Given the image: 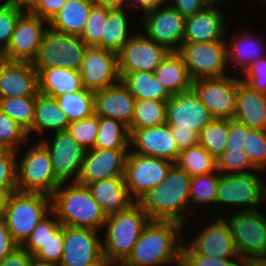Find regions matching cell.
I'll use <instances>...</instances> for the list:
<instances>
[{"label": "cell", "mask_w": 266, "mask_h": 266, "mask_svg": "<svg viewBox=\"0 0 266 266\" xmlns=\"http://www.w3.org/2000/svg\"><path fill=\"white\" fill-rule=\"evenodd\" d=\"M182 227L175 221L150 220L123 264L168 266L180 261L185 240Z\"/></svg>", "instance_id": "cell-1"}, {"label": "cell", "mask_w": 266, "mask_h": 266, "mask_svg": "<svg viewBox=\"0 0 266 266\" xmlns=\"http://www.w3.org/2000/svg\"><path fill=\"white\" fill-rule=\"evenodd\" d=\"M54 98L70 123L92 117L95 114L94 91L92 90L84 88L81 91Z\"/></svg>", "instance_id": "cell-36"}, {"label": "cell", "mask_w": 266, "mask_h": 266, "mask_svg": "<svg viewBox=\"0 0 266 266\" xmlns=\"http://www.w3.org/2000/svg\"><path fill=\"white\" fill-rule=\"evenodd\" d=\"M106 216L123 212L135 202L130 198L124 176H114L87 185Z\"/></svg>", "instance_id": "cell-26"}, {"label": "cell", "mask_w": 266, "mask_h": 266, "mask_svg": "<svg viewBox=\"0 0 266 266\" xmlns=\"http://www.w3.org/2000/svg\"><path fill=\"white\" fill-rule=\"evenodd\" d=\"M233 119L250 129L266 131V94L254 92L239 77Z\"/></svg>", "instance_id": "cell-27"}, {"label": "cell", "mask_w": 266, "mask_h": 266, "mask_svg": "<svg viewBox=\"0 0 266 266\" xmlns=\"http://www.w3.org/2000/svg\"><path fill=\"white\" fill-rule=\"evenodd\" d=\"M82 85L85 89L97 91L121 80L118 70V53L88 46L80 68Z\"/></svg>", "instance_id": "cell-16"}, {"label": "cell", "mask_w": 266, "mask_h": 266, "mask_svg": "<svg viewBox=\"0 0 266 266\" xmlns=\"http://www.w3.org/2000/svg\"><path fill=\"white\" fill-rule=\"evenodd\" d=\"M230 215L225 219L241 260L245 262L254 255L266 254V217L263 211L245 210Z\"/></svg>", "instance_id": "cell-11"}, {"label": "cell", "mask_w": 266, "mask_h": 266, "mask_svg": "<svg viewBox=\"0 0 266 266\" xmlns=\"http://www.w3.org/2000/svg\"><path fill=\"white\" fill-rule=\"evenodd\" d=\"M216 5H208L202 11L186 18L183 43L227 41L225 18Z\"/></svg>", "instance_id": "cell-25"}, {"label": "cell", "mask_w": 266, "mask_h": 266, "mask_svg": "<svg viewBox=\"0 0 266 266\" xmlns=\"http://www.w3.org/2000/svg\"><path fill=\"white\" fill-rule=\"evenodd\" d=\"M94 4L93 0H66L48 26L60 33L81 36Z\"/></svg>", "instance_id": "cell-29"}, {"label": "cell", "mask_w": 266, "mask_h": 266, "mask_svg": "<svg viewBox=\"0 0 266 266\" xmlns=\"http://www.w3.org/2000/svg\"><path fill=\"white\" fill-rule=\"evenodd\" d=\"M130 132L121 121L99 117L96 149H130Z\"/></svg>", "instance_id": "cell-37"}, {"label": "cell", "mask_w": 266, "mask_h": 266, "mask_svg": "<svg viewBox=\"0 0 266 266\" xmlns=\"http://www.w3.org/2000/svg\"><path fill=\"white\" fill-rule=\"evenodd\" d=\"M96 230L64 226V245L59 266H88L102 255V240Z\"/></svg>", "instance_id": "cell-19"}, {"label": "cell", "mask_w": 266, "mask_h": 266, "mask_svg": "<svg viewBox=\"0 0 266 266\" xmlns=\"http://www.w3.org/2000/svg\"><path fill=\"white\" fill-rule=\"evenodd\" d=\"M50 215L54 217L52 218ZM60 226V221L51 211L37 224L21 247L31 256H34L49 241Z\"/></svg>", "instance_id": "cell-42"}, {"label": "cell", "mask_w": 266, "mask_h": 266, "mask_svg": "<svg viewBox=\"0 0 266 266\" xmlns=\"http://www.w3.org/2000/svg\"><path fill=\"white\" fill-rule=\"evenodd\" d=\"M36 97L0 98V110L11 117L27 132L32 128L35 119Z\"/></svg>", "instance_id": "cell-39"}, {"label": "cell", "mask_w": 266, "mask_h": 266, "mask_svg": "<svg viewBox=\"0 0 266 266\" xmlns=\"http://www.w3.org/2000/svg\"><path fill=\"white\" fill-rule=\"evenodd\" d=\"M259 2H261V3H262V2H263V3H265V2H266V0H259Z\"/></svg>", "instance_id": "cell-69"}, {"label": "cell", "mask_w": 266, "mask_h": 266, "mask_svg": "<svg viewBox=\"0 0 266 266\" xmlns=\"http://www.w3.org/2000/svg\"><path fill=\"white\" fill-rule=\"evenodd\" d=\"M171 132L180 151L196 146L199 143V133L193 129H171Z\"/></svg>", "instance_id": "cell-56"}, {"label": "cell", "mask_w": 266, "mask_h": 266, "mask_svg": "<svg viewBox=\"0 0 266 266\" xmlns=\"http://www.w3.org/2000/svg\"><path fill=\"white\" fill-rule=\"evenodd\" d=\"M99 128V116L71 122L67 131L87 151L94 149Z\"/></svg>", "instance_id": "cell-46"}, {"label": "cell", "mask_w": 266, "mask_h": 266, "mask_svg": "<svg viewBox=\"0 0 266 266\" xmlns=\"http://www.w3.org/2000/svg\"><path fill=\"white\" fill-rule=\"evenodd\" d=\"M48 27L46 20L26 10L18 18L10 42L0 58L11 62L32 63Z\"/></svg>", "instance_id": "cell-14"}, {"label": "cell", "mask_w": 266, "mask_h": 266, "mask_svg": "<svg viewBox=\"0 0 266 266\" xmlns=\"http://www.w3.org/2000/svg\"><path fill=\"white\" fill-rule=\"evenodd\" d=\"M95 4L104 6L109 9H126V6H130L128 2L130 0H93Z\"/></svg>", "instance_id": "cell-60"}, {"label": "cell", "mask_w": 266, "mask_h": 266, "mask_svg": "<svg viewBox=\"0 0 266 266\" xmlns=\"http://www.w3.org/2000/svg\"><path fill=\"white\" fill-rule=\"evenodd\" d=\"M187 243L199 254L220 259H241L231 235L229 224L222 216L204 225Z\"/></svg>", "instance_id": "cell-21"}, {"label": "cell", "mask_w": 266, "mask_h": 266, "mask_svg": "<svg viewBox=\"0 0 266 266\" xmlns=\"http://www.w3.org/2000/svg\"><path fill=\"white\" fill-rule=\"evenodd\" d=\"M53 134L51 143L47 139H40L39 141L50 154L55 176L60 183H68L69 180L70 182H77L86 150L68 131Z\"/></svg>", "instance_id": "cell-15"}, {"label": "cell", "mask_w": 266, "mask_h": 266, "mask_svg": "<svg viewBox=\"0 0 266 266\" xmlns=\"http://www.w3.org/2000/svg\"><path fill=\"white\" fill-rule=\"evenodd\" d=\"M208 5H216L217 6V3H221L225 0H204Z\"/></svg>", "instance_id": "cell-66"}, {"label": "cell", "mask_w": 266, "mask_h": 266, "mask_svg": "<svg viewBox=\"0 0 266 266\" xmlns=\"http://www.w3.org/2000/svg\"><path fill=\"white\" fill-rule=\"evenodd\" d=\"M108 9L97 4L92 6L86 27L80 36L87 46H96L101 41Z\"/></svg>", "instance_id": "cell-47"}, {"label": "cell", "mask_w": 266, "mask_h": 266, "mask_svg": "<svg viewBox=\"0 0 266 266\" xmlns=\"http://www.w3.org/2000/svg\"><path fill=\"white\" fill-rule=\"evenodd\" d=\"M169 51L143 33H132V38L118 52L119 72L154 70Z\"/></svg>", "instance_id": "cell-17"}, {"label": "cell", "mask_w": 266, "mask_h": 266, "mask_svg": "<svg viewBox=\"0 0 266 266\" xmlns=\"http://www.w3.org/2000/svg\"><path fill=\"white\" fill-rule=\"evenodd\" d=\"M119 74L121 81L127 86L135 99L167 102L172 97L153 72H119Z\"/></svg>", "instance_id": "cell-33"}, {"label": "cell", "mask_w": 266, "mask_h": 266, "mask_svg": "<svg viewBox=\"0 0 266 266\" xmlns=\"http://www.w3.org/2000/svg\"><path fill=\"white\" fill-rule=\"evenodd\" d=\"M216 170L221 174L251 173L258 170L243 150H225L216 158Z\"/></svg>", "instance_id": "cell-43"}, {"label": "cell", "mask_w": 266, "mask_h": 266, "mask_svg": "<svg viewBox=\"0 0 266 266\" xmlns=\"http://www.w3.org/2000/svg\"><path fill=\"white\" fill-rule=\"evenodd\" d=\"M38 94V72L31 63L0 58V98L37 97Z\"/></svg>", "instance_id": "cell-24"}, {"label": "cell", "mask_w": 266, "mask_h": 266, "mask_svg": "<svg viewBox=\"0 0 266 266\" xmlns=\"http://www.w3.org/2000/svg\"><path fill=\"white\" fill-rule=\"evenodd\" d=\"M50 212L51 196L17 191L8 195L1 220L6 224L13 240L21 246Z\"/></svg>", "instance_id": "cell-5"}, {"label": "cell", "mask_w": 266, "mask_h": 266, "mask_svg": "<svg viewBox=\"0 0 266 266\" xmlns=\"http://www.w3.org/2000/svg\"><path fill=\"white\" fill-rule=\"evenodd\" d=\"M19 152L16 151L18 191L44 193L51 196L61 183L55 176L51 157L46 147L38 140L35 144L30 145L21 159H18Z\"/></svg>", "instance_id": "cell-6"}, {"label": "cell", "mask_w": 266, "mask_h": 266, "mask_svg": "<svg viewBox=\"0 0 266 266\" xmlns=\"http://www.w3.org/2000/svg\"><path fill=\"white\" fill-rule=\"evenodd\" d=\"M168 4L185 18L202 11L208 4L204 0H169ZM173 3V4H172Z\"/></svg>", "instance_id": "cell-55"}, {"label": "cell", "mask_w": 266, "mask_h": 266, "mask_svg": "<svg viewBox=\"0 0 266 266\" xmlns=\"http://www.w3.org/2000/svg\"><path fill=\"white\" fill-rule=\"evenodd\" d=\"M130 149H90L86 151L77 183L88 185L95 181L124 176Z\"/></svg>", "instance_id": "cell-20"}, {"label": "cell", "mask_w": 266, "mask_h": 266, "mask_svg": "<svg viewBox=\"0 0 266 266\" xmlns=\"http://www.w3.org/2000/svg\"><path fill=\"white\" fill-rule=\"evenodd\" d=\"M130 146L132 153L163 158L173 163L176 162L180 152L167 123L134 130L130 135ZM133 146L135 150H132Z\"/></svg>", "instance_id": "cell-22"}, {"label": "cell", "mask_w": 266, "mask_h": 266, "mask_svg": "<svg viewBox=\"0 0 266 266\" xmlns=\"http://www.w3.org/2000/svg\"><path fill=\"white\" fill-rule=\"evenodd\" d=\"M142 14L140 22L145 35L169 52H178L183 44L186 18L170 4Z\"/></svg>", "instance_id": "cell-12"}, {"label": "cell", "mask_w": 266, "mask_h": 266, "mask_svg": "<svg viewBox=\"0 0 266 266\" xmlns=\"http://www.w3.org/2000/svg\"><path fill=\"white\" fill-rule=\"evenodd\" d=\"M26 11L21 4L0 3V54L7 48L18 18Z\"/></svg>", "instance_id": "cell-45"}, {"label": "cell", "mask_w": 266, "mask_h": 266, "mask_svg": "<svg viewBox=\"0 0 266 266\" xmlns=\"http://www.w3.org/2000/svg\"><path fill=\"white\" fill-rule=\"evenodd\" d=\"M114 263L111 262L106 256L102 255L97 261L89 264L88 266H113Z\"/></svg>", "instance_id": "cell-62"}, {"label": "cell", "mask_w": 266, "mask_h": 266, "mask_svg": "<svg viewBox=\"0 0 266 266\" xmlns=\"http://www.w3.org/2000/svg\"><path fill=\"white\" fill-rule=\"evenodd\" d=\"M212 120L209 110L193 90L172 95L166 103V123L170 129H193L200 133Z\"/></svg>", "instance_id": "cell-18"}, {"label": "cell", "mask_w": 266, "mask_h": 266, "mask_svg": "<svg viewBox=\"0 0 266 266\" xmlns=\"http://www.w3.org/2000/svg\"><path fill=\"white\" fill-rule=\"evenodd\" d=\"M172 161L138 155L129 151L125 167V183L130 198L139 203L154 187L164 181Z\"/></svg>", "instance_id": "cell-10"}, {"label": "cell", "mask_w": 266, "mask_h": 266, "mask_svg": "<svg viewBox=\"0 0 266 266\" xmlns=\"http://www.w3.org/2000/svg\"><path fill=\"white\" fill-rule=\"evenodd\" d=\"M173 266H186V265L182 260H180V261L176 262L175 264H173Z\"/></svg>", "instance_id": "cell-67"}, {"label": "cell", "mask_w": 266, "mask_h": 266, "mask_svg": "<svg viewBox=\"0 0 266 266\" xmlns=\"http://www.w3.org/2000/svg\"><path fill=\"white\" fill-rule=\"evenodd\" d=\"M51 211L62 226L74 228L98 231L107 220L88 187L77 182L61 183L57 187L51 195Z\"/></svg>", "instance_id": "cell-3"}, {"label": "cell", "mask_w": 266, "mask_h": 266, "mask_svg": "<svg viewBox=\"0 0 266 266\" xmlns=\"http://www.w3.org/2000/svg\"><path fill=\"white\" fill-rule=\"evenodd\" d=\"M257 172L221 174L216 204L234 206L237 210H255L261 200H266V180ZM239 206V207H238Z\"/></svg>", "instance_id": "cell-8"}, {"label": "cell", "mask_w": 266, "mask_h": 266, "mask_svg": "<svg viewBox=\"0 0 266 266\" xmlns=\"http://www.w3.org/2000/svg\"><path fill=\"white\" fill-rule=\"evenodd\" d=\"M178 53L182 56L191 79L222 78L228 76L227 42L183 43Z\"/></svg>", "instance_id": "cell-9"}, {"label": "cell", "mask_w": 266, "mask_h": 266, "mask_svg": "<svg viewBox=\"0 0 266 266\" xmlns=\"http://www.w3.org/2000/svg\"><path fill=\"white\" fill-rule=\"evenodd\" d=\"M251 129L234 120H229V133L225 150H243L246 146V135Z\"/></svg>", "instance_id": "cell-54"}, {"label": "cell", "mask_w": 266, "mask_h": 266, "mask_svg": "<svg viewBox=\"0 0 266 266\" xmlns=\"http://www.w3.org/2000/svg\"><path fill=\"white\" fill-rule=\"evenodd\" d=\"M87 47L80 36L60 33L48 27L31 64L35 69L64 67L79 71Z\"/></svg>", "instance_id": "cell-7"}, {"label": "cell", "mask_w": 266, "mask_h": 266, "mask_svg": "<svg viewBox=\"0 0 266 266\" xmlns=\"http://www.w3.org/2000/svg\"><path fill=\"white\" fill-rule=\"evenodd\" d=\"M135 98L127 86L119 82L94 91L95 115L112 118L130 127L133 121Z\"/></svg>", "instance_id": "cell-23"}, {"label": "cell", "mask_w": 266, "mask_h": 266, "mask_svg": "<svg viewBox=\"0 0 266 266\" xmlns=\"http://www.w3.org/2000/svg\"><path fill=\"white\" fill-rule=\"evenodd\" d=\"M240 81L257 93L266 94V56L250 63L243 71Z\"/></svg>", "instance_id": "cell-51"}, {"label": "cell", "mask_w": 266, "mask_h": 266, "mask_svg": "<svg viewBox=\"0 0 266 266\" xmlns=\"http://www.w3.org/2000/svg\"><path fill=\"white\" fill-rule=\"evenodd\" d=\"M113 266H126V265H124L123 263H114Z\"/></svg>", "instance_id": "cell-68"}, {"label": "cell", "mask_w": 266, "mask_h": 266, "mask_svg": "<svg viewBox=\"0 0 266 266\" xmlns=\"http://www.w3.org/2000/svg\"><path fill=\"white\" fill-rule=\"evenodd\" d=\"M153 73L171 95L192 90L193 80L178 52H169Z\"/></svg>", "instance_id": "cell-30"}, {"label": "cell", "mask_w": 266, "mask_h": 266, "mask_svg": "<svg viewBox=\"0 0 266 266\" xmlns=\"http://www.w3.org/2000/svg\"><path fill=\"white\" fill-rule=\"evenodd\" d=\"M28 0H4V2L24 5Z\"/></svg>", "instance_id": "cell-65"}, {"label": "cell", "mask_w": 266, "mask_h": 266, "mask_svg": "<svg viewBox=\"0 0 266 266\" xmlns=\"http://www.w3.org/2000/svg\"><path fill=\"white\" fill-rule=\"evenodd\" d=\"M33 266H59L58 264L46 263L39 260L34 259Z\"/></svg>", "instance_id": "cell-64"}, {"label": "cell", "mask_w": 266, "mask_h": 266, "mask_svg": "<svg viewBox=\"0 0 266 266\" xmlns=\"http://www.w3.org/2000/svg\"><path fill=\"white\" fill-rule=\"evenodd\" d=\"M174 164L192 178L217 171L216 159L199 144L181 150Z\"/></svg>", "instance_id": "cell-35"}, {"label": "cell", "mask_w": 266, "mask_h": 266, "mask_svg": "<svg viewBox=\"0 0 266 266\" xmlns=\"http://www.w3.org/2000/svg\"><path fill=\"white\" fill-rule=\"evenodd\" d=\"M8 193L0 188V219L2 217L3 211L5 209L6 201L8 198Z\"/></svg>", "instance_id": "cell-63"}, {"label": "cell", "mask_w": 266, "mask_h": 266, "mask_svg": "<svg viewBox=\"0 0 266 266\" xmlns=\"http://www.w3.org/2000/svg\"><path fill=\"white\" fill-rule=\"evenodd\" d=\"M27 131L0 110V149L21 151L22 143H28Z\"/></svg>", "instance_id": "cell-44"}, {"label": "cell", "mask_w": 266, "mask_h": 266, "mask_svg": "<svg viewBox=\"0 0 266 266\" xmlns=\"http://www.w3.org/2000/svg\"><path fill=\"white\" fill-rule=\"evenodd\" d=\"M19 245L13 240L6 224L0 219V261L16 250Z\"/></svg>", "instance_id": "cell-58"}, {"label": "cell", "mask_w": 266, "mask_h": 266, "mask_svg": "<svg viewBox=\"0 0 266 266\" xmlns=\"http://www.w3.org/2000/svg\"><path fill=\"white\" fill-rule=\"evenodd\" d=\"M128 12L125 9H108L101 41L95 46L118 53L132 38Z\"/></svg>", "instance_id": "cell-34"}, {"label": "cell", "mask_w": 266, "mask_h": 266, "mask_svg": "<svg viewBox=\"0 0 266 266\" xmlns=\"http://www.w3.org/2000/svg\"><path fill=\"white\" fill-rule=\"evenodd\" d=\"M150 218L139 203L123 212L107 216L102 252L113 263H123L139 239Z\"/></svg>", "instance_id": "cell-4"}, {"label": "cell", "mask_w": 266, "mask_h": 266, "mask_svg": "<svg viewBox=\"0 0 266 266\" xmlns=\"http://www.w3.org/2000/svg\"><path fill=\"white\" fill-rule=\"evenodd\" d=\"M244 266H266V254L250 257L244 262Z\"/></svg>", "instance_id": "cell-61"}, {"label": "cell", "mask_w": 266, "mask_h": 266, "mask_svg": "<svg viewBox=\"0 0 266 266\" xmlns=\"http://www.w3.org/2000/svg\"><path fill=\"white\" fill-rule=\"evenodd\" d=\"M220 177L219 171L193 177L190 187V206L193 204L216 205Z\"/></svg>", "instance_id": "cell-41"}, {"label": "cell", "mask_w": 266, "mask_h": 266, "mask_svg": "<svg viewBox=\"0 0 266 266\" xmlns=\"http://www.w3.org/2000/svg\"><path fill=\"white\" fill-rule=\"evenodd\" d=\"M191 179V176L174 164L164 181L151 189L139 202L150 220L175 221L185 225L184 214L190 206Z\"/></svg>", "instance_id": "cell-2"}, {"label": "cell", "mask_w": 266, "mask_h": 266, "mask_svg": "<svg viewBox=\"0 0 266 266\" xmlns=\"http://www.w3.org/2000/svg\"><path fill=\"white\" fill-rule=\"evenodd\" d=\"M35 70L38 72L39 93L43 95L54 98L84 89L80 71L64 67Z\"/></svg>", "instance_id": "cell-28"}, {"label": "cell", "mask_w": 266, "mask_h": 266, "mask_svg": "<svg viewBox=\"0 0 266 266\" xmlns=\"http://www.w3.org/2000/svg\"><path fill=\"white\" fill-rule=\"evenodd\" d=\"M16 151L0 149V188L8 194L17 192Z\"/></svg>", "instance_id": "cell-49"}, {"label": "cell", "mask_w": 266, "mask_h": 266, "mask_svg": "<svg viewBox=\"0 0 266 266\" xmlns=\"http://www.w3.org/2000/svg\"><path fill=\"white\" fill-rule=\"evenodd\" d=\"M65 2L66 0H28L23 6L49 23Z\"/></svg>", "instance_id": "cell-53"}, {"label": "cell", "mask_w": 266, "mask_h": 266, "mask_svg": "<svg viewBox=\"0 0 266 266\" xmlns=\"http://www.w3.org/2000/svg\"><path fill=\"white\" fill-rule=\"evenodd\" d=\"M69 124L66 114L59 108L55 98L39 93L36 97L33 126L27 132L28 138L34 131L41 135L49 130L51 133L67 131Z\"/></svg>", "instance_id": "cell-31"}, {"label": "cell", "mask_w": 266, "mask_h": 266, "mask_svg": "<svg viewBox=\"0 0 266 266\" xmlns=\"http://www.w3.org/2000/svg\"><path fill=\"white\" fill-rule=\"evenodd\" d=\"M165 101L136 99L130 134L136 129L158 126L166 123Z\"/></svg>", "instance_id": "cell-38"}, {"label": "cell", "mask_w": 266, "mask_h": 266, "mask_svg": "<svg viewBox=\"0 0 266 266\" xmlns=\"http://www.w3.org/2000/svg\"><path fill=\"white\" fill-rule=\"evenodd\" d=\"M64 245V226H60L49 239V241L34 255V259L58 264L62 259Z\"/></svg>", "instance_id": "cell-52"}, {"label": "cell", "mask_w": 266, "mask_h": 266, "mask_svg": "<svg viewBox=\"0 0 266 266\" xmlns=\"http://www.w3.org/2000/svg\"><path fill=\"white\" fill-rule=\"evenodd\" d=\"M244 150L258 171L266 169V131L251 129L246 135Z\"/></svg>", "instance_id": "cell-48"}, {"label": "cell", "mask_w": 266, "mask_h": 266, "mask_svg": "<svg viewBox=\"0 0 266 266\" xmlns=\"http://www.w3.org/2000/svg\"><path fill=\"white\" fill-rule=\"evenodd\" d=\"M183 243L181 260L186 266H244L241 259H220L197 253L188 243Z\"/></svg>", "instance_id": "cell-50"}, {"label": "cell", "mask_w": 266, "mask_h": 266, "mask_svg": "<svg viewBox=\"0 0 266 266\" xmlns=\"http://www.w3.org/2000/svg\"><path fill=\"white\" fill-rule=\"evenodd\" d=\"M169 0H130V7L135 5L140 7L142 13L146 12L147 10L158 8L161 6H165L168 4Z\"/></svg>", "instance_id": "cell-59"}, {"label": "cell", "mask_w": 266, "mask_h": 266, "mask_svg": "<svg viewBox=\"0 0 266 266\" xmlns=\"http://www.w3.org/2000/svg\"><path fill=\"white\" fill-rule=\"evenodd\" d=\"M237 32L227 43V63L231 65L233 63L234 68L237 67L239 70L240 67L244 71L250 63L266 56L265 46H261L262 42L256 35L246 31L240 32V30Z\"/></svg>", "instance_id": "cell-32"}, {"label": "cell", "mask_w": 266, "mask_h": 266, "mask_svg": "<svg viewBox=\"0 0 266 266\" xmlns=\"http://www.w3.org/2000/svg\"><path fill=\"white\" fill-rule=\"evenodd\" d=\"M34 256H31L21 246L0 261V266H33Z\"/></svg>", "instance_id": "cell-57"}, {"label": "cell", "mask_w": 266, "mask_h": 266, "mask_svg": "<svg viewBox=\"0 0 266 266\" xmlns=\"http://www.w3.org/2000/svg\"><path fill=\"white\" fill-rule=\"evenodd\" d=\"M229 133V120L213 119L199 133V145L215 159L226 149Z\"/></svg>", "instance_id": "cell-40"}, {"label": "cell", "mask_w": 266, "mask_h": 266, "mask_svg": "<svg viewBox=\"0 0 266 266\" xmlns=\"http://www.w3.org/2000/svg\"><path fill=\"white\" fill-rule=\"evenodd\" d=\"M192 90L209 110L213 119L230 120L235 114L238 78H200L193 81Z\"/></svg>", "instance_id": "cell-13"}]
</instances>
